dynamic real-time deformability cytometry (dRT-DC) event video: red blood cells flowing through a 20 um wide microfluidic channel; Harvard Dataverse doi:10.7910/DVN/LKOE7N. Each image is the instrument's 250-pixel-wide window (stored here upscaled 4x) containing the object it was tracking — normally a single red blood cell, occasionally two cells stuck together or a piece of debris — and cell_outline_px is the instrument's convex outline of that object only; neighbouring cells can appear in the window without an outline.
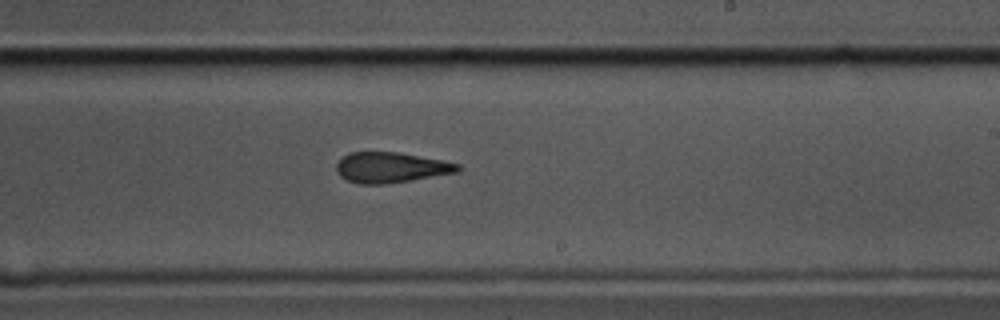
{"species": "common noctule bat (a hibernating species)", "species_latin": "Nyctalus noctula", "temperature_condition": "cold", "stored_images_in_passage": 28, "camera_frame_rate_fps": 3000, "um_per_image_px": 0.085, "animal": {"sex": "male", "body_mass_g": 17.5, "forearm_length_mm": 52.3}, "frame": {"image": 1, "passage_image": 24, "time_ms": 7.667, "image_size_px": [1000, 320], "cell_outline_px": [[460, 172], [412, 180], [384, 184], [360, 184], [348, 180], [340, 176], [336, 172], [336, 164], [348, 152], [400, 152], [460, 164]], "centroid_in_image_um": [33.23, 14.24], "position_along_channel_um": 255.8, "area_um2": 21.56}}